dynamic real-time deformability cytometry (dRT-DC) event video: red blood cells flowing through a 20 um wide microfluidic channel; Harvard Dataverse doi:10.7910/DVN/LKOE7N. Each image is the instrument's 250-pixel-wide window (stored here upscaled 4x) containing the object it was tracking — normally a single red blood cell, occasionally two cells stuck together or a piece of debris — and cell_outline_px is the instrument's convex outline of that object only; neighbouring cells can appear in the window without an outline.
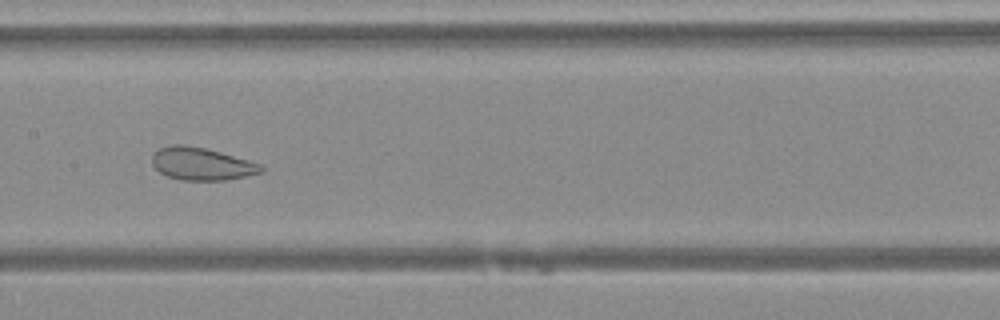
{"species": "Egyptian fruit bat (a non-hibernating species)", "species_latin": "Rousettus aegyptiacus", "temperature_condition": "warm", "stored_images_in_passage": 49, "camera_frame_rate_fps": 3000, "um_per_image_px": 0.085, "animal": {"sex": "female"}, "frame": {"image": 1, "passage_image": 25, "time_ms": 8.0, "image_size_px": [1000, 320], "cell_outline_px": [[264, 172], [228, 180], [180, 180], [168, 176], [160, 172], [152, 164], [152, 152], [160, 148], [172, 144], [184, 144], [204, 148], [220, 152], [260, 164], [264, 168]], "centroid_in_image_um": [17.11, 13.93], "position_along_channel_um": 190.3, "area_um2": 20.69}}
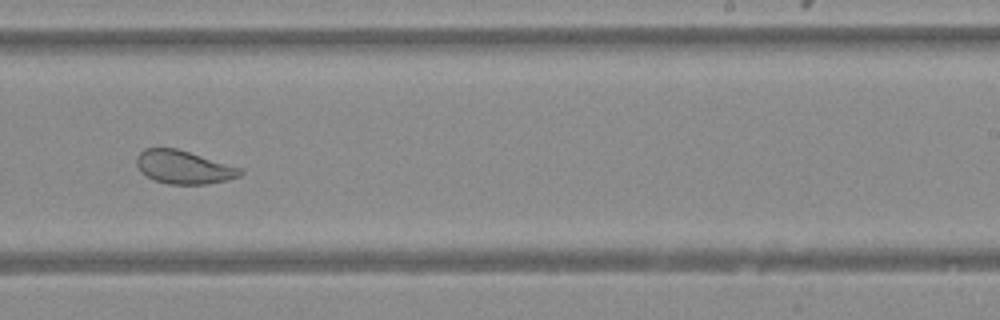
{"frame": {"image": 2, "passage_image": 31, "time_ms": 10.0, "image_size_px": [1000, 320], "cell_outline_px": [[244, 172], [240, 176], [228, 180], [204, 184], [168, 184], [156, 180], [140, 172], [136, 164], [136, 156], [144, 148], [176, 148], [244, 168]], "centroid_in_image_um": [15.64, 14.2], "position_along_channel_um": 273.4, "area_um2": 20.23}}
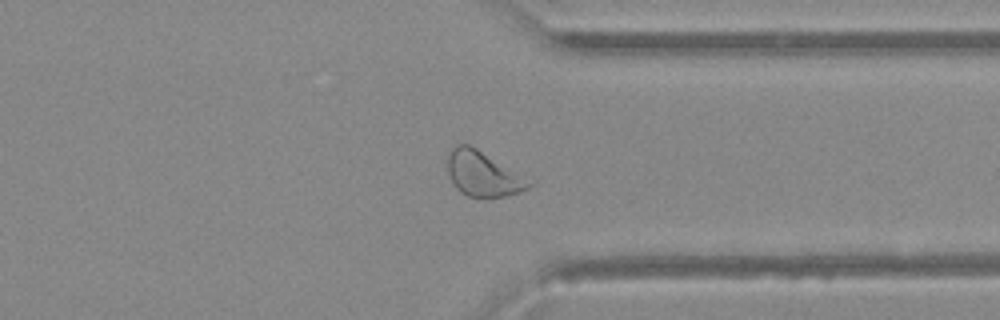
{"frame": {"image": 3, "passage_image": 38, "time_ms": 12.333, "image_size_px": [1000, 320], "cell_outline_px": [[536, 184], [520, 192], [504, 196], [468, 196], [460, 192], [452, 184], [448, 172], [448, 156], [452, 148], [456, 144], [468, 144], [476, 148], [536, 180]], "centroid_in_image_um": [41.14, 14.77], "position_along_channel_um": 370.3, "area_um2": 21.73}}